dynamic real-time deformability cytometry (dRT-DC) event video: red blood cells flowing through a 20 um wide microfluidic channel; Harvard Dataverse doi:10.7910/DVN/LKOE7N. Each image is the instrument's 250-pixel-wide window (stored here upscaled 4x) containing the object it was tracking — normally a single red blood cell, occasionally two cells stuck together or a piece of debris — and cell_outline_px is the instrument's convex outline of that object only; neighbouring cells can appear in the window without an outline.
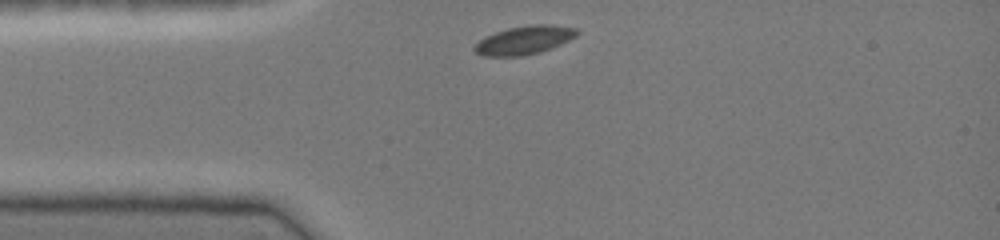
{"species": "common noctule bat (a hibernating species)", "species_latin": "Nyctalus noctula", "temperature_condition": "cold", "stored_images_in_passage": 30, "camera_frame_rate_fps": 3000, "um_per_image_px": 0.085, "animal": {"sex": "female", "body_mass_g": 19.0, "forearm_length_mm": 51.5}, "frame": {"image": 1, "passage_image": 1, "time_ms": 0.0, "image_size_px": [1000, 240], "cell_outline_px": [[580, 32], [576, 36], [552, 48], [540, 52], [520, 56], [484, 56], [476, 52], [472, 48], [484, 36], [508, 28], [532, 24], [548, 24], [576, 28]], "centroid_in_image_um": [44.56, 3.41], "position_along_channel_um": 40.4, "area_um2": 16.94}}
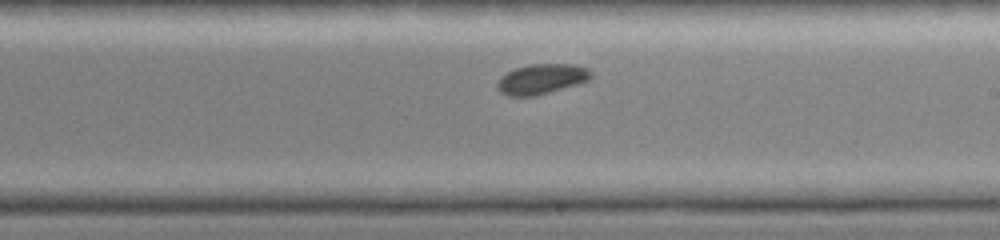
{"frame": {"image": 2, "passage_image": 17, "time_ms": 5.333, "image_size_px": [1000, 240], "cell_outline_px": [[592, 76], [588, 80], [576, 84], [536, 96], [508, 96], [500, 92], [496, 88], [496, 84], [500, 76], [516, 68], [532, 64], [576, 64], [588, 68], [592, 72]], "centroid_in_image_um": [46.01, 6.71], "position_along_channel_um": 243.0, "area_um2": 16.47}}
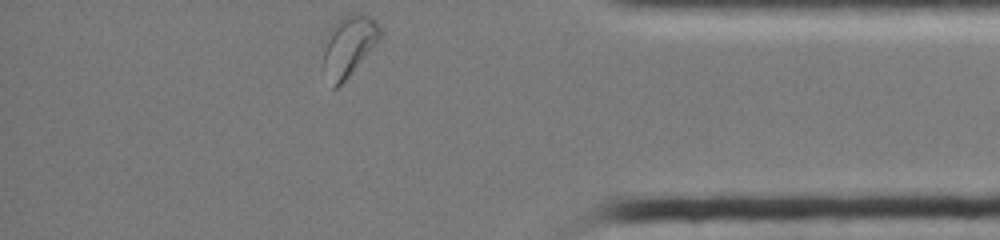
{"frame": {"image": 3, "passage_image": 30, "time_ms": 9.667, "image_size_px": [1000, 240], "cell_outline_px": [[380, 40], [348, 76], [336, 88], [332, 88], [324, 64], [324, 52], [328, 28], [344, 16], [352, 12], [372, 16], [376, 20], [380, 28]], "centroid_in_image_um": [29.67, 3.83], "position_along_channel_um": 405.5, "area_um2": 19.71}, "authors_computed_cell_mechanics": {"area_um2": 16.8198, "velocity_mm_per_s": 4.0943, "shape_relaxation_time_tau1_ms": 2.8439, "shape_relaxation_time_tau2_ms": null, "deformation_change_tau1": 0.0564, "deformation_change_tau2": null}}